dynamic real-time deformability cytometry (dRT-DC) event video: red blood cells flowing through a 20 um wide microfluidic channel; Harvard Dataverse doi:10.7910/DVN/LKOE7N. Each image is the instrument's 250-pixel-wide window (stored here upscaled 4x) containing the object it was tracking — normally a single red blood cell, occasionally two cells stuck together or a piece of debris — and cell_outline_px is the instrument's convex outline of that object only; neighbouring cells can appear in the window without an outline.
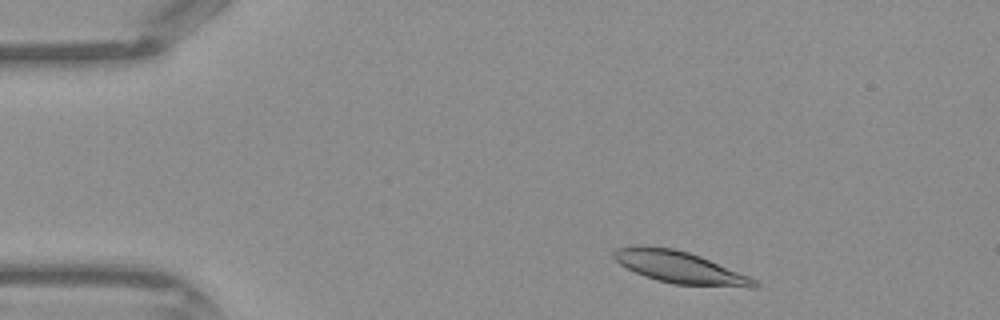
{"species": "Egyptian fruit bat (a non-hibernating species)", "species_latin": "Rousettus aegyptiacus", "temperature_condition": "warm", "stored_images_in_passage": 39, "camera_frame_rate_fps": 3000, "um_per_image_px": 0.085, "frame": {"image": 1, "passage_image": 3, "time_ms": 0.667, "image_size_px": [1000, 320], "cell_outline_px": [[760, 284], [756, 288], [748, 288], [672, 284], [656, 280], [644, 276], [620, 264], [612, 256], [612, 252], [616, 248], [636, 244], [640, 244], [672, 248], [688, 252], [700, 256], [748, 276], [756, 280]], "centroid_in_image_um": [57.76, 22.72], "position_along_channel_um": 27.2, "area_um2": 26.41}}
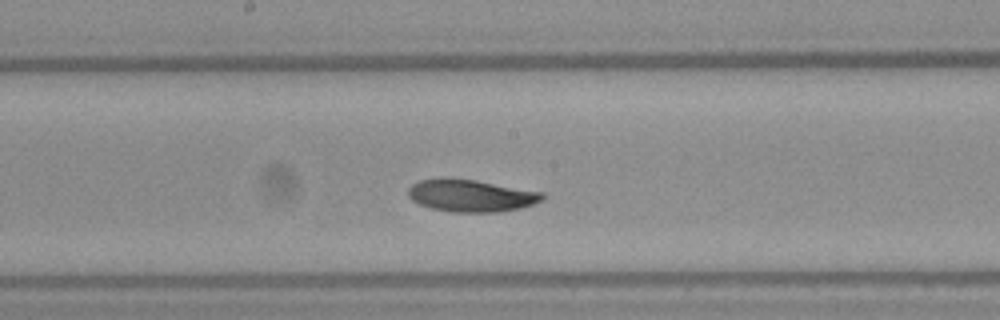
{"frame": {"image": 2, "passage_image": 19, "time_ms": 6.0, "image_size_px": [1000, 320], "cell_outline_px": [[544, 200], [520, 208], [496, 212], [452, 212], [432, 208], [420, 204], [412, 200], [408, 196], [408, 188], [412, 184], [420, 180], [476, 180], [544, 192]], "centroid_in_image_um": [40.08, 16.65], "position_along_channel_um": 208.1, "area_um2": 24.68}}
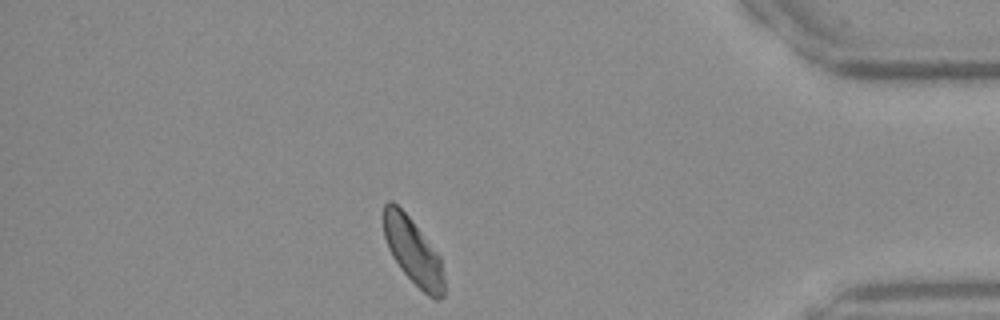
{"frame": {"image": 3, "passage_image": 34, "time_ms": 11.0, "image_size_px": [1000, 320], "cell_outline_px": [[444, 296], [440, 300], [432, 300], [400, 268], [392, 256], [388, 248], [384, 236], [384, 204], [388, 200], [392, 200], [412, 220], [440, 256], [444, 280]], "centroid_in_image_um": [35.12, 21.38], "position_along_channel_um": 400.1, "area_um2": 23.18}}